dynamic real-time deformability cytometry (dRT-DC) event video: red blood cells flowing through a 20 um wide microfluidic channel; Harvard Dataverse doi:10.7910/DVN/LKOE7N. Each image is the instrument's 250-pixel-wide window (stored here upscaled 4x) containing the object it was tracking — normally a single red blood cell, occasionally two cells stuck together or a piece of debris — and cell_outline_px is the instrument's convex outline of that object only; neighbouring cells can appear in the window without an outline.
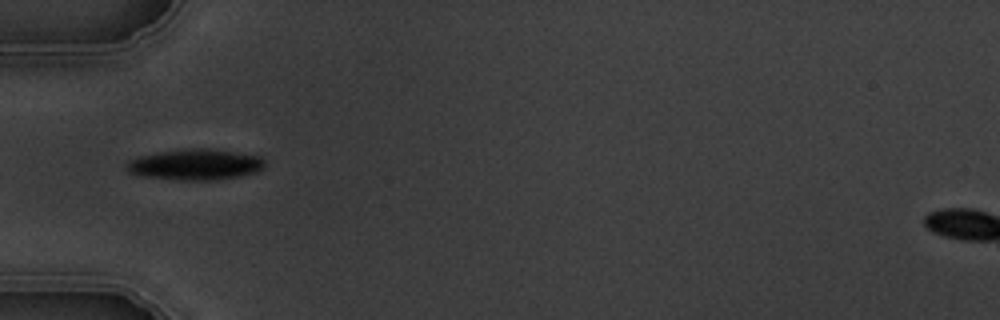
{"species": "common noctule bat (a hibernating species)", "species_latin": "Nyctalus noctula", "temperature_condition": "warm", "stored_images_in_passage": 3, "camera_frame_rate_fps": 3000, "um_per_image_px": 0.085, "animal": {"sex": "male", "body_mass_g": 19.5, "forearm_length_mm": 54.6}, "frame": {"image": 1, "passage_image": 1, "time_ms": 0.0, "image_size_px": [1000, 320], "cell_outline_px": [[264, 168], [256, 172], [236, 176], [212, 180], [176, 180], [140, 176], [128, 172], [128, 160], [140, 156], [160, 152], [188, 148], [208, 148], [260, 156], [264, 160]], "centroid_in_image_um": [16.59, 13.98], "position_along_channel_um": 68.4, "area_um2": 24.68}}
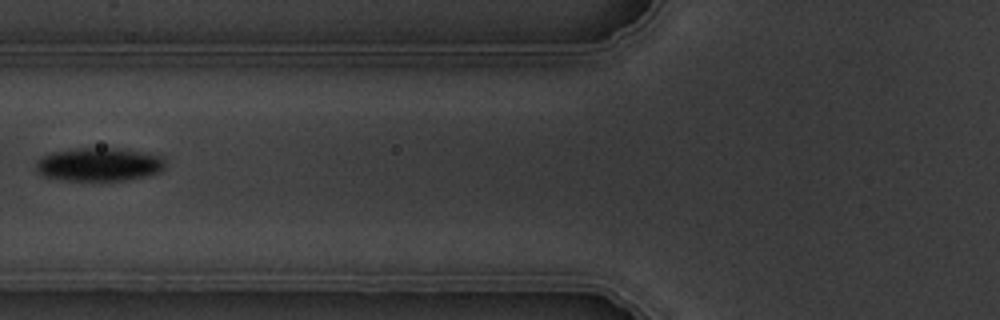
{"frame": {"image": 2, "passage_image": 2, "time_ms": 1.333, "image_size_px": [1000, 320], "cell_outline_px": [[164, 168], [160, 172], [144, 176], [124, 180], [68, 180], [44, 176], [36, 168], [36, 160], [52, 152], [76, 148], [116, 148], [144, 152], [160, 156], [164, 160]], "centroid_in_image_um": [8.42, 13.96], "position_along_channel_um": 117.4, "area_um2": 24.85}}